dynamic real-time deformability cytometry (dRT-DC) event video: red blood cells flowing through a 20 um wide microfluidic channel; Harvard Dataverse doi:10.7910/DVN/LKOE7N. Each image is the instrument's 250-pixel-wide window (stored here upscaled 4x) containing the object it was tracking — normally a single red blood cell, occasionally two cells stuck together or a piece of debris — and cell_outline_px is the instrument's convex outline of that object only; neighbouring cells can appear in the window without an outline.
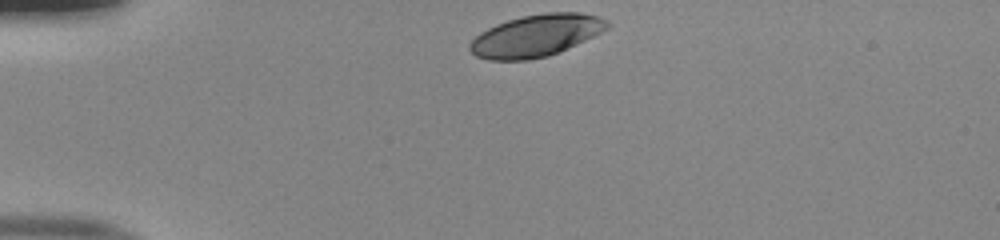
{"species": "human", "species_latin": "Homo sapiens", "temperature_condition": "room temperature", "stored_images_in_passage": 32, "camera_frame_rate_fps": 3000, "um_per_image_px": 0.085, "donor": {"sex": "male"}, "frame": {"image": 1, "passage_image": 1, "time_ms": 0.0, "image_size_px": [1000, 240], "cell_outline_px": [[612, 24], [608, 28], [584, 40], [548, 56], [528, 60], [488, 60], [476, 56], [468, 48], [468, 44], [480, 32], [496, 24], [520, 16], [544, 12], [580, 12], [600, 16], [608, 20]], "centroid_in_image_um": [45.55, 3.01], "position_along_channel_um": 39.4, "area_um2": 33.64}}
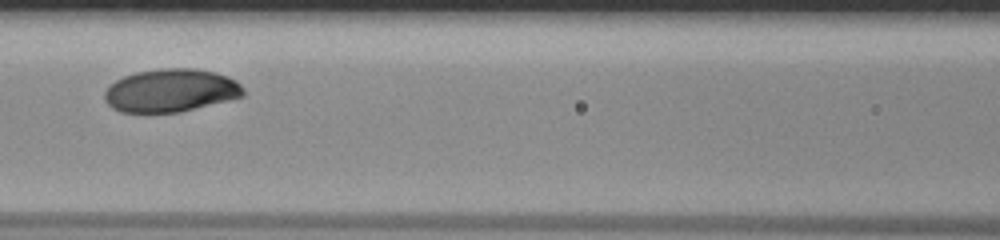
{"frame": {"image": 2, "passage_image": 13, "time_ms": 4.0, "image_size_px": [1000, 240], "cell_outline_px": [[244, 96], [180, 112], [120, 112], [112, 108], [104, 100], [104, 92], [108, 84], [124, 76], [136, 72], [164, 68], [196, 68], [216, 72], [228, 76], [236, 80], [244, 88]], "centroid_in_image_um": [14.51, 7.68], "position_along_channel_um": 152.1, "area_um2": 35.03}}
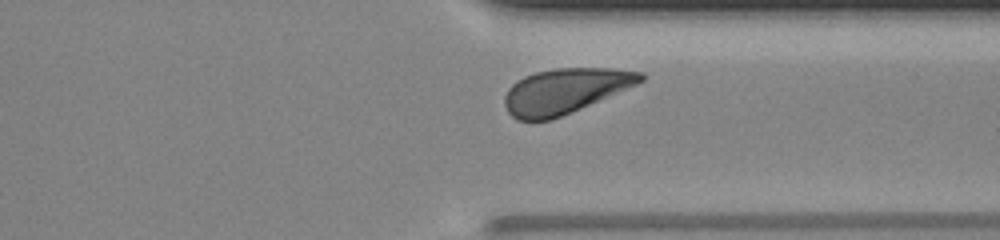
{"frame": {"image": 3, "passage_image": 29, "time_ms": 9.333, "image_size_px": [1000, 240], "cell_outline_px": [[648, 76], [644, 80], [636, 84], [552, 120], [516, 120], [508, 112], [504, 104], [504, 96], [508, 88], [516, 80], [524, 76], [536, 72], [556, 68], [612, 68], [644, 72]], "centroid_in_image_um": [48.0, 7.72], "position_along_channel_um": 363.4, "area_um2": 35.55}, "authors_computed_cell_mechanics": {"area_um2": 34.9979, "velocity_mm_per_s": 3.9592, "shape_relaxation_time_tau1_ms": 1.5821, "shape_relaxation_time_tau2_ms": null, "deformation_change_tau1": 0.1132, "deformation_change_tau2": null}}